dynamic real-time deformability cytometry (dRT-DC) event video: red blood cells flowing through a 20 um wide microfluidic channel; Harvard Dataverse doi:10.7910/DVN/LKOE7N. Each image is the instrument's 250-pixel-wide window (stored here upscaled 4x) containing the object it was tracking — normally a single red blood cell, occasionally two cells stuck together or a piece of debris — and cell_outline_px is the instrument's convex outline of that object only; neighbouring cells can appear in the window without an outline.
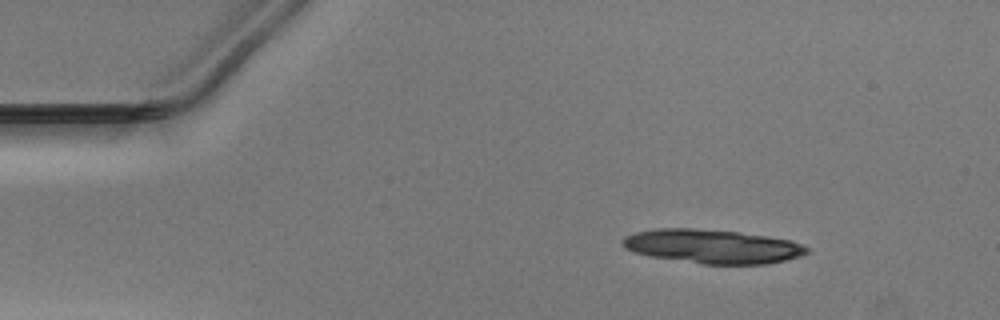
{"species": "Egyptian fruit bat (a non-hibernating species)", "species_latin": "Rousettus aegyptiacus", "temperature_condition": "warm", "stored_images_in_passage": 41, "camera_frame_rate_fps": 3000, "um_per_image_px": 0.085, "animal": {"sex": "male"}, "frame": {"image": 1, "passage_image": 1, "time_ms": 0.0, "image_size_px": [1000, 320], "cell_outline_px": [[812, 248], [808, 252], [800, 256], [768, 264], [704, 264], [648, 256], [632, 252], [624, 248], [620, 244], [620, 240], [624, 236], [636, 232], [656, 228], [692, 228], [740, 232], [768, 236], [792, 240], [804, 244]], "centroid_in_image_um": [60.55, 20.94], "position_along_channel_um": 24.5, "area_um2": 36.93}}
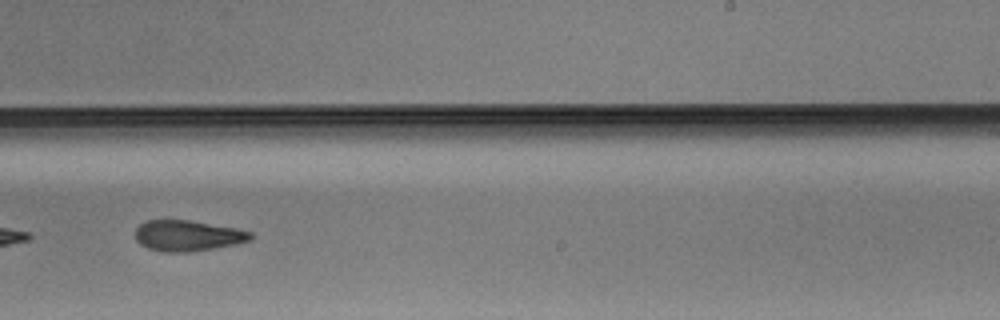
{"frame": {"image": 2, "passage_image": 26, "time_ms": 8.333, "image_size_px": [1000, 320], "cell_outline_px": [[256, 236], [252, 240], [236, 244], [212, 248], [184, 252], [164, 252], [148, 248], [140, 244], [136, 240], [136, 228], [144, 220], [188, 220], [236, 228], [252, 232]], "centroid_in_image_um": [15.97, 20.02], "position_along_channel_um": 273.0, "area_um2": 20.69}}
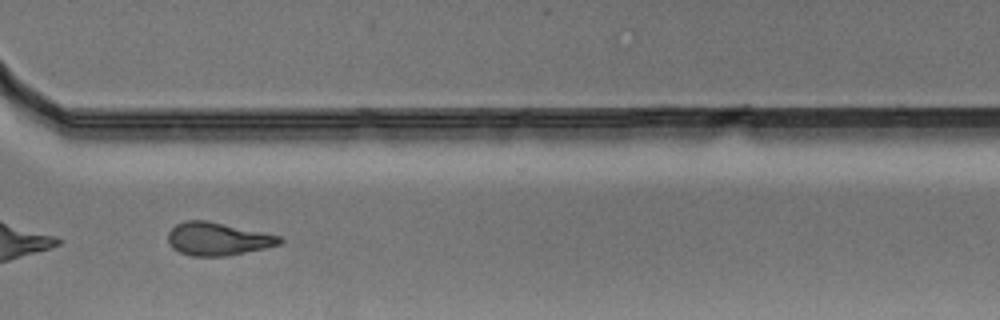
{"frame": {"image": 3, "passage_image": 32, "time_ms": 10.333, "image_size_px": [1000, 320], "cell_outline_px": [[284, 240], [280, 244], [264, 248], [228, 256], [192, 256], [180, 252], [172, 248], [168, 240], [168, 232], [176, 224], [184, 220], [208, 220], [280, 236]], "centroid_in_image_um": [18.49, 20.3], "position_along_channel_um": 352.1, "area_um2": 21.44}}